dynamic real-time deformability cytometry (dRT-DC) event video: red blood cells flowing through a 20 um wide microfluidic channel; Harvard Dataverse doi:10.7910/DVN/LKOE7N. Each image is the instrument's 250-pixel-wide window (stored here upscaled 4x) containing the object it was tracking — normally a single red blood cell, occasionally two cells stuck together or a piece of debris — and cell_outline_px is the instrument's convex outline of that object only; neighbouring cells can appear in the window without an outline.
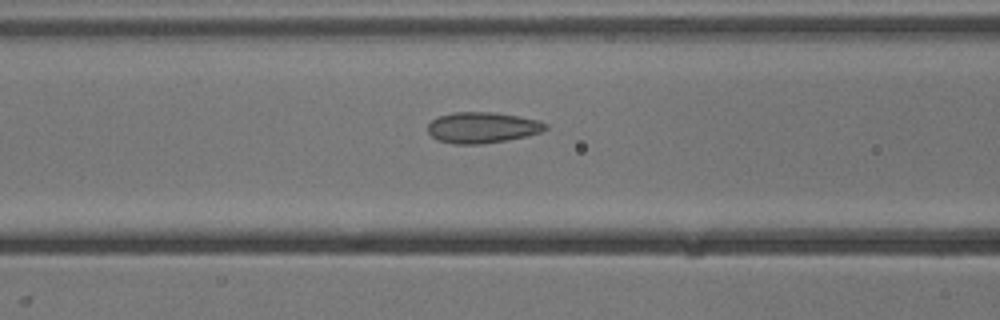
{"species": "common noctule bat (a hibernating species)", "species_latin": "Nyctalus noctula", "temperature_condition": "cold", "stored_images_in_passage": 6, "segment_of_instrument_passage": [1, 2], "camera_frame_rate_fps": 3000, "um_per_image_px": 0.085, "animal": {"sex": "male", "body_mass_g": 13.3}, "frame": {"image": 1, "passage_image": 5, "time_ms": 5.333, "image_size_px": [1000, 320], "cell_outline_px": [[548, 128], [540, 132], [524, 136], [504, 140], [480, 144], [452, 144], [436, 140], [428, 132], [428, 124], [432, 120], [440, 116], [452, 112], [496, 112], [520, 116], [536, 120], [548, 124]], "centroid_in_image_um": [40.97, 10.83], "position_along_channel_um": 125.6, "area_um2": 21.15}}